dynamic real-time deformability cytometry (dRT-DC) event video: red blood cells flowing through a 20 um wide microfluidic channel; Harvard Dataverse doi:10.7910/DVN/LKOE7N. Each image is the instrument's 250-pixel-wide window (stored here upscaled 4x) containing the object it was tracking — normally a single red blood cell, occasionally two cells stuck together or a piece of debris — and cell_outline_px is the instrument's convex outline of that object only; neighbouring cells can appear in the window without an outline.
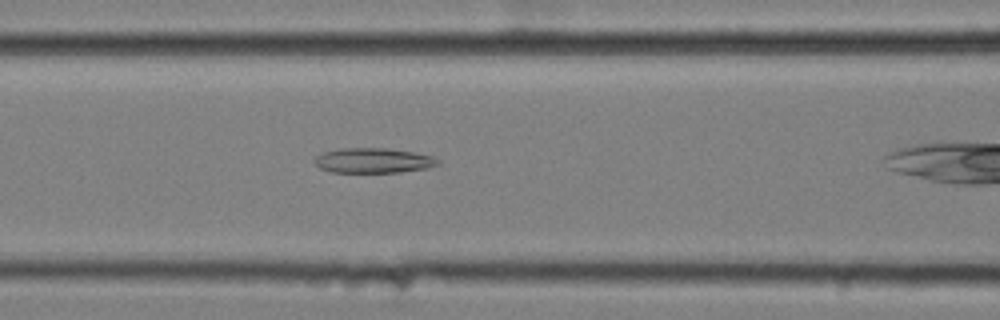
{"species": "common noctule bat (a hibernating species)", "species_latin": "Nyctalus noctula", "temperature_condition": "cold", "stored_images_in_passage": 37, "camera_frame_rate_fps": 3000, "um_per_image_px": 0.085, "animal": {"sex": "female", "body_mass_g": 25.1}, "frame": {"image": 1, "passage_image": 15, "time_ms": 4.667, "image_size_px": [1000, 320], "cell_outline_px": [[440, 164], [428, 168], [400, 172], [332, 172], [320, 168], [312, 160], [316, 156], [324, 152], [340, 148], [384, 148], [412, 152], [432, 156], [440, 160]], "centroid_in_image_um": [31.73, 13.64], "position_along_channel_um": 134.9, "area_um2": 17.92}}
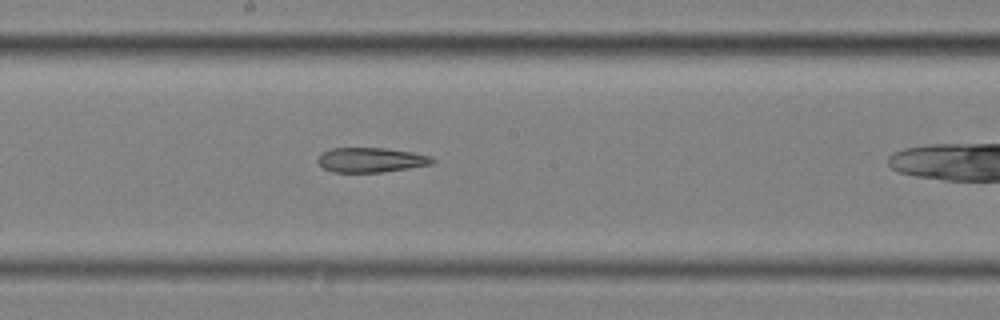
{"frame": {"image": 2, "passage_image": 22, "time_ms": 7.0, "image_size_px": [1000, 320], "cell_outline_px": [[436, 160], [432, 164], [408, 168], [380, 172], [332, 172], [324, 168], [316, 160], [316, 156], [332, 148], [384, 148], [412, 152], [432, 156]], "centroid_in_image_um": [31.52, 13.59], "position_along_channel_um": 216.7, "area_um2": 16.47}}
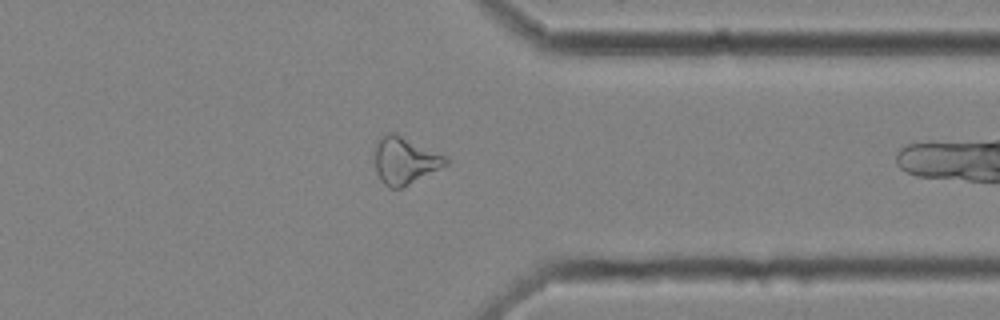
{"frame": {"image": 3, "passage_image": 36, "time_ms": 11.667, "image_size_px": [1000, 320], "cell_outline_px": [[448, 164], [400, 188], [388, 188], [380, 180], [376, 172], [372, 152], [376, 140], [388, 132], [396, 132], [448, 156]], "centroid_in_image_um": [34.36, 13.6], "position_along_channel_um": 377.0, "area_um2": 20.0}}